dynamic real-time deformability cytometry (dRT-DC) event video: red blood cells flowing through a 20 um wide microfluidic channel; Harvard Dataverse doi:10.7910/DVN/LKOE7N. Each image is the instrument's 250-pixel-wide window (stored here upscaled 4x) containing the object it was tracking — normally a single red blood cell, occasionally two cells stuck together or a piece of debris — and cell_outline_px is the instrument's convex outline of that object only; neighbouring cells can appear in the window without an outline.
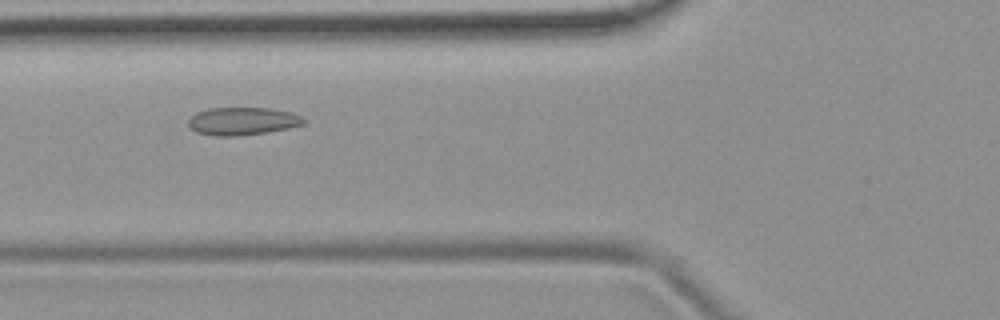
{"species": "common noctule bat (a hibernating species)", "species_latin": "Nyctalus noctula", "temperature_condition": "room temperature", "stored_images_in_passage": 48, "camera_frame_rate_fps": 3000, "um_per_image_px": 0.085, "animal": {"sex": "female", "body_mass_g": 19.9}, "frame": {"image": 1, "passage_image": 15, "time_ms": 4.667, "image_size_px": [1000, 320], "cell_outline_px": [[304, 124], [288, 128], [264, 132], [236, 136], [216, 136], [196, 132], [188, 128], [188, 120], [196, 112], [208, 108], [268, 108], [288, 112], [300, 116], [304, 120]], "centroid_in_image_um": [20.53, 10.3], "position_along_channel_um": 105.3, "area_um2": 18.5}}
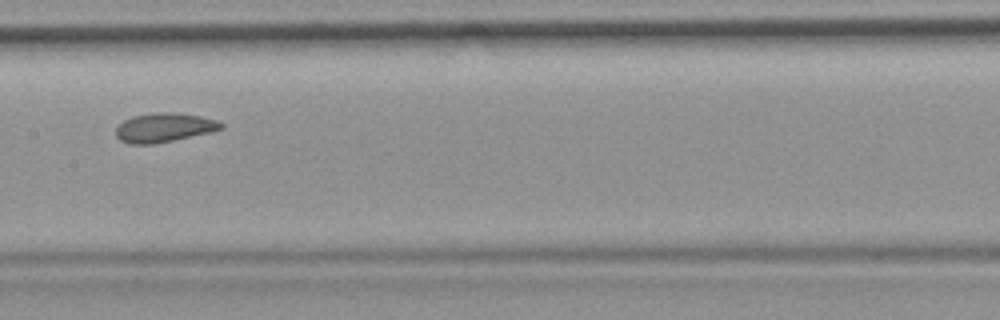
{"frame": {"image": 2, "passage_image": 22, "time_ms": 7.0, "image_size_px": [1000, 320], "cell_outline_px": [[224, 128], [208, 132], [172, 140], [152, 144], [132, 144], [120, 140], [116, 136], [116, 128], [124, 120], [132, 116], [156, 112], [172, 112], [200, 116], [216, 120], [224, 124]], "centroid_in_image_um": [13.92, 10.83], "position_along_channel_um": 193.5, "area_um2": 17.57}}
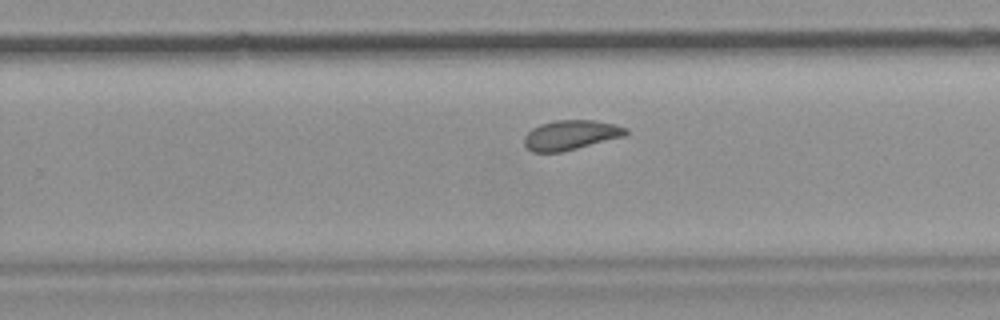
{"frame": {"image": 3, "passage_image": 29, "time_ms": 9.333, "image_size_px": [1000, 320], "cell_outline_px": [[628, 132], [624, 136], [560, 152], [532, 152], [524, 144], [524, 136], [532, 128], [540, 124], [556, 120], [592, 120], [612, 124], [628, 128]], "centroid_in_image_um": [48.48, 11.47], "position_along_channel_um": 281.3, "area_um2": 17.34}, "authors_computed_cell_mechanics": {"area_um2": 18.3804, "velocity_mm_per_s": 3.7852, "shape_relaxation_time_tau1_ms": 6.9186, "shape_relaxation_time_tau2_ms": 2.0109, "deformation_change_tau1": 0.1182, "deformation_change_tau2": 0.0545}}